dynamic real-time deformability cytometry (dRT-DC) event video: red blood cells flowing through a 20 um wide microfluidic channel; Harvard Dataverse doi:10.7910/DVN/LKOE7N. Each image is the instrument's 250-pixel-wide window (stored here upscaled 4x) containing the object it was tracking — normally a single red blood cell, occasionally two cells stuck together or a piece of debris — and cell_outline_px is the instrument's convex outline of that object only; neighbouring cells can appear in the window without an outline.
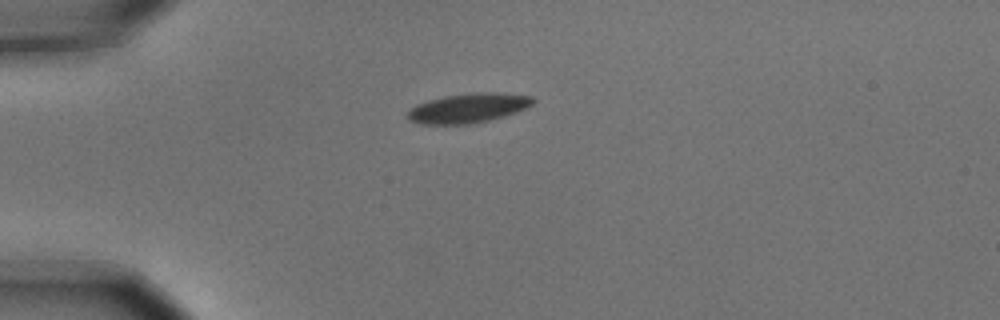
{"species": "common noctule bat (a hibernating species)", "species_latin": "Nyctalus noctula", "temperature_condition": "cold", "stored_images_in_passage": 2, "camera_frame_rate_fps": 3000, "um_per_image_px": 0.085, "animal": {"sex": "male", "body_mass_g": 15.6}, "frame": {"image": 1, "passage_image": 1, "time_ms": 0.0, "image_size_px": [1000, 320], "cell_outline_px": [[536, 100], [532, 104], [516, 112], [488, 120], [468, 124], [420, 124], [408, 120], [404, 116], [416, 104], [428, 100], [444, 96], [468, 92], [496, 92], [532, 96]], "centroid_in_image_um": [39.76, 9.17], "position_along_channel_um": 45.2, "area_um2": 21.62}}